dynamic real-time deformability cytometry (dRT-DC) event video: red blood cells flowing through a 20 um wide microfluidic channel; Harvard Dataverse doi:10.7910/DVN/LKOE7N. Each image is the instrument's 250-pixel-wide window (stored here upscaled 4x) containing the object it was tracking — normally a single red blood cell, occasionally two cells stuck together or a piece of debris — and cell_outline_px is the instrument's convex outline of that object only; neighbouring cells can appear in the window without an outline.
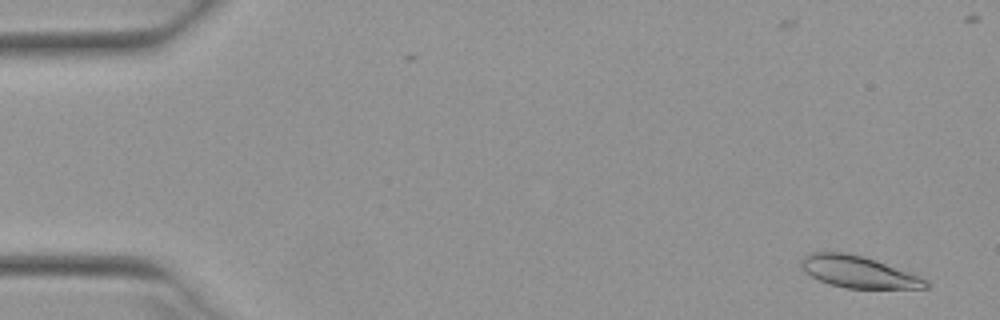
{"species": "Egyptian fruit bat (a non-hibernating species)", "species_latin": "Rousettus aegyptiacus", "temperature_condition": "warm", "stored_images_in_passage": 18, "camera_frame_rate_fps": 3000, "um_per_image_px": 0.085, "animal": {"sex": "female"}, "frame": {"image": 1, "passage_image": 3, "time_ms": 0.667, "image_size_px": [1000, 320], "cell_outline_px": [[928, 288], [844, 288], [828, 284], [804, 272], [800, 264], [800, 260], [808, 252], [848, 252], [864, 256], [876, 260], [928, 280]], "centroid_in_image_um": [72.9, 23.1], "position_along_channel_um": 12.1, "area_um2": 23.0}}
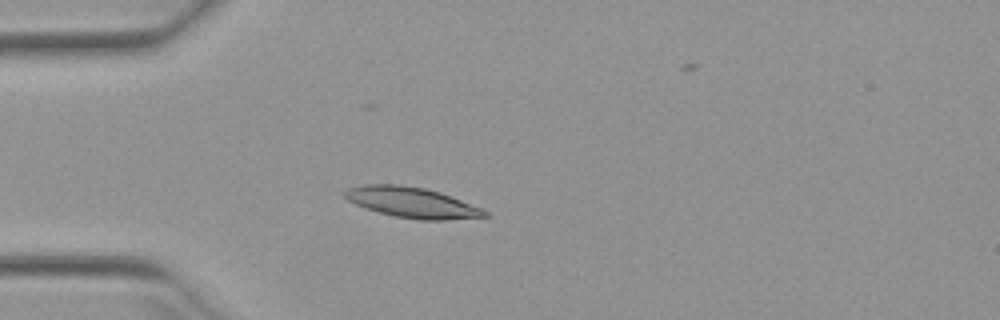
{"frame": {"image": 2, "passage_image": 15, "time_ms": 4.667, "image_size_px": [1000, 320], "cell_outline_px": [[488, 216], [448, 220], [420, 220], [396, 216], [364, 208], [348, 200], [344, 196], [344, 192], [348, 188], [364, 184], [400, 184], [424, 188], [440, 192], [480, 208], [488, 212]], "centroid_in_image_um": [34.99, 17.2], "position_along_channel_um": 50.0, "area_um2": 24.62}}